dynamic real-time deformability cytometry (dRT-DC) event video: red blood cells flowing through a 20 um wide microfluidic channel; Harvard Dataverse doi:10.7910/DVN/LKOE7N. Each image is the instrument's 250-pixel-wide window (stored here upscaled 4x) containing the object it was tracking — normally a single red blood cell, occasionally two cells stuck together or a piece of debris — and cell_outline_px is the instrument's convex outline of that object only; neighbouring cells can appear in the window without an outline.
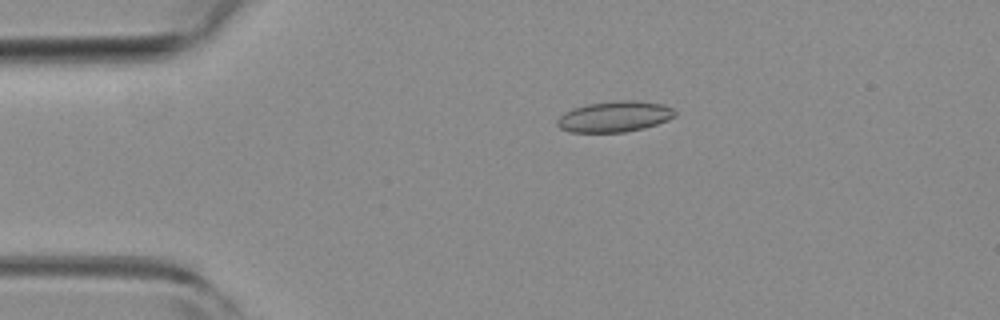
{"species": "common noctule bat (a hibernating species)", "species_latin": "Nyctalus noctula", "temperature_condition": "room temperature", "stored_images_in_passage": 5, "camera_frame_rate_fps": 3000, "um_per_image_px": 0.085, "animal": {"sex": "female", "body_mass_g": 19.3, "forearm_length_mm": 54.1}, "frame": {"image": 1, "passage_image": 4, "time_ms": 1.0, "image_size_px": [1000, 320], "cell_outline_px": [[676, 116], [668, 120], [644, 128], [624, 132], [568, 132], [560, 128], [556, 124], [556, 120], [564, 112], [572, 108], [588, 104], [616, 100], [636, 100], [664, 104], [672, 108], [676, 112]], "centroid_in_image_um": [52.24, 9.9], "position_along_channel_um": 32.8, "area_um2": 21.33}}